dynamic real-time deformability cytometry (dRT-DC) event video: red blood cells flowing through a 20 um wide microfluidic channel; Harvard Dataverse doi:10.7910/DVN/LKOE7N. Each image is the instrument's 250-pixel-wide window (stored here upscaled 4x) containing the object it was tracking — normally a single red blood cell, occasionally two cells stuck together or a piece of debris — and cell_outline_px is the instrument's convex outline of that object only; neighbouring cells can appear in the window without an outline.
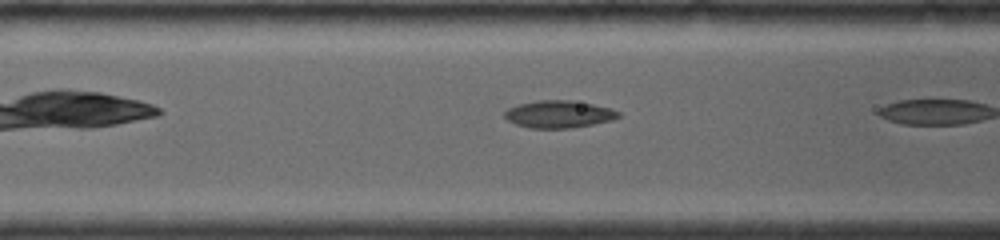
{"species": "common noctule bat (a hibernating species)", "species_latin": "Nyctalus noctula", "temperature_condition": "room temperature", "stored_images_in_passage": 11, "camera_frame_rate_fps": 4000, "um_per_image_px": 0.085, "animal": {"sex": "female", "body_mass_g": 19.0, "forearm_length_mm": 56.7}, "frame": {"image": 1, "passage_image": 10, "time_ms": 2.0, "image_size_px": [1000, 240], "cell_outline_px": [[620, 116], [612, 120], [572, 128], [528, 128], [516, 124], [508, 120], [504, 116], [504, 112], [508, 108], [520, 104], [536, 100], [572, 100], [592, 104], [608, 108], [620, 112]], "centroid_in_image_um": [47.48, 9.71], "position_along_channel_um": 119.1, "area_um2": 18.03}}